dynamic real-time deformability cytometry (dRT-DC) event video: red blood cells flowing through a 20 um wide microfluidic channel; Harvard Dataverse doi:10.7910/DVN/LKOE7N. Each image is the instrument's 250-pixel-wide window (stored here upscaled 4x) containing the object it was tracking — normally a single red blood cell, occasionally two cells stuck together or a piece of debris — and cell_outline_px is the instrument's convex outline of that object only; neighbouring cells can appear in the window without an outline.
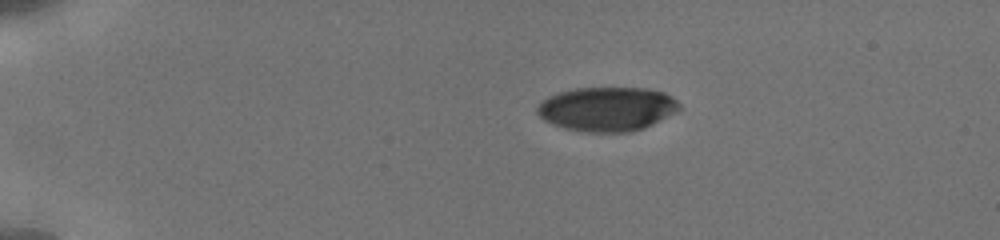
{"species": "human", "species_latin": "Homo sapiens", "temperature_condition": "cold", "stored_images_in_passage": 4, "camera_frame_rate_fps": 3000, "um_per_image_px": 0.085, "donor": {"sex": "male"}, "frame": {"image": 1, "passage_image": 1, "time_ms": 0.0, "image_size_px": [1000, 240], "cell_outline_px": [[680, 112], [644, 128], [632, 132], [584, 132], [564, 128], [552, 124], [544, 120], [536, 112], [536, 108], [548, 96], [560, 92], [576, 88], [644, 88], [664, 92], [672, 96], [680, 104]], "centroid_in_image_um": [51.65, 9.27], "position_along_channel_um": 33.4, "area_um2": 36.88}}
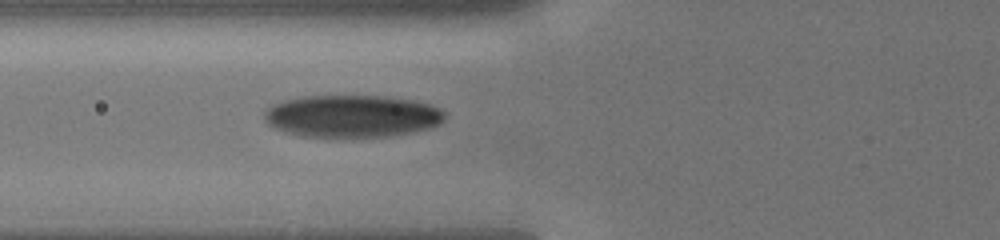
{"frame": {"image": 2, "passage_image": 4, "time_ms": 3.667, "image_size_px": [1000, 240], "cell_outline_px": [[444, 120], [440, 124], [416, 132], [392, 136], [300, 136], [284, 132], [272, 128], [264, 120], [264, 108], [272, 104], [284, 100], [304, 96], [384, 96], [416, 100], [440, 108], [444, 112]], "centroid_in_image_um": [29.9, 9.86], "position_along_channel_um": 95.9, "area_um2": 44.8}}